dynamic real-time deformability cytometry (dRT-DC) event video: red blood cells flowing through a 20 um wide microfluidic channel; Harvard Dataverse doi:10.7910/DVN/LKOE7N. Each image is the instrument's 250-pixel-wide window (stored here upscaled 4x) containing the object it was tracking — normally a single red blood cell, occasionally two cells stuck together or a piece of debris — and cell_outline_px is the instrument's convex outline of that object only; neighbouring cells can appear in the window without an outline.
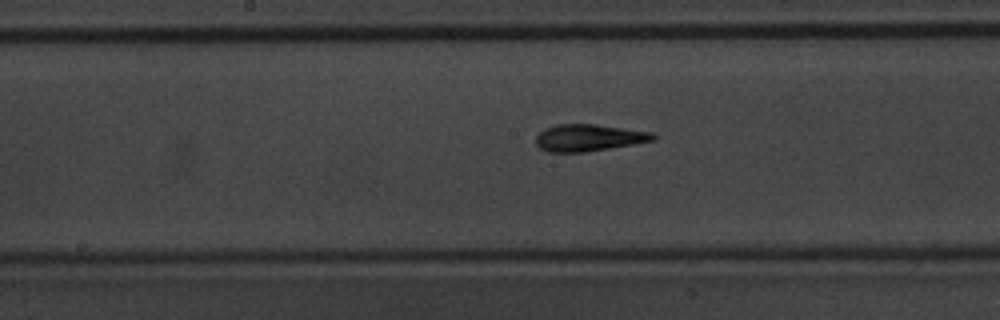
{"species": "common noctule bat (a hibernating species)", "species_latin": "Nyctalus noctula", "temperature_condition": "warm", "stored_images_in_passage": 27, "camera_frame_rate_fps": 3000, "um_per_image_px": 0.085, "animal": {"sex": "male", "body_mass_g": 20.1, "forearm_length_mm": 53.5}, "frame": {"image": 1, "passage_image": 12, "time_ms": 3.667, "image_size_px": [1000, 320], "cell_outline_px": [[656, 140], [584, 152], [548, 152], [540, 148], [536, 144], [536, 136], [544, 128], [556, 124], [596, 124], [652, 132], [656, 136]], "centroid_in_image_um": [50.02, 11.7], "position_along_channel_um": 198.2, "area_um2": 18.32}}
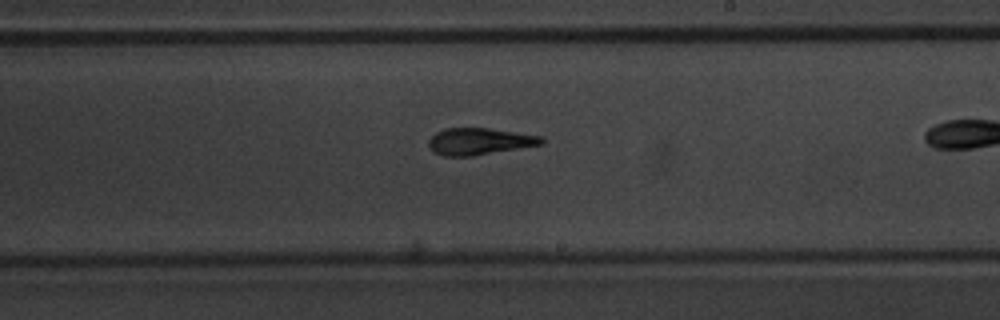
{"frame": {"image": 2, "passage_image": 16, "time_ms": 5.0, "image_size_px": [1000, 320], "cell_outline_px": [[544, 144], [472, 156], [444, 156], [432, 152], [428, 144], [428, 140], [436, 132], [444, 128], [488, 128], [544, 136]], "centroid_in_image_um": [40.75, 12.02], "position_along_channel_um": 248.3, "area_um2": 17.74}}